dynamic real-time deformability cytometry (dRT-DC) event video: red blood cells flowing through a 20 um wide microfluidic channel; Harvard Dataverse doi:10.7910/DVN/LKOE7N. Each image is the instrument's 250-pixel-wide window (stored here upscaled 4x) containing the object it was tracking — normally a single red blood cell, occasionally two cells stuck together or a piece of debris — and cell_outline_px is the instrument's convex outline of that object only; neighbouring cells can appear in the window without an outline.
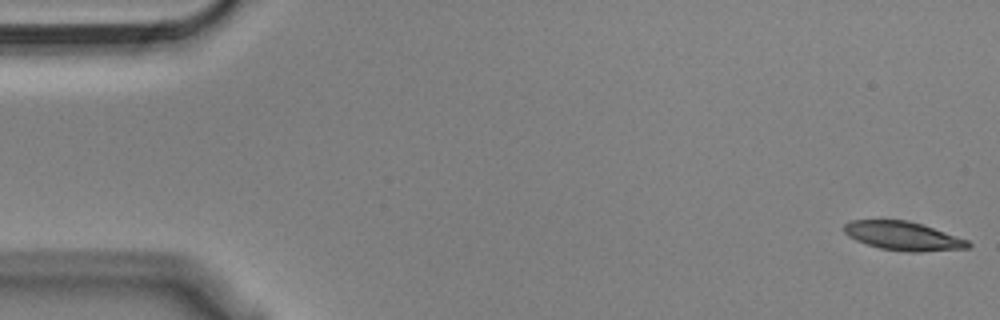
{"species": "Egyptian fruit bat (a non-hibernating species)", "species_latin": "Rousettus aegyptiacus", "temperature_condition": "cold", "stored_images_in_passage": 55, "camera_frame_rate_fps": 3000, "um_per_image_px": 0.085, "animal": {"sex": "male"}, "frame": {"image": 1, "passage_image": 1, "time_ms": 0.0, "image_size_px": [1000, 320], "cell_outline_px": [[972, 244], [968, 248], [920, 252], [908, 252], [880, 248], [856, 240], [848, 236], [844, 232], [844, 224], [848, 220], [904, 220], [920, 224], [968, 240]], "centroid_in_image_um": [76.74, 20.06], "position_along_channel_um": 8.3, "area_um2": 20.52}}
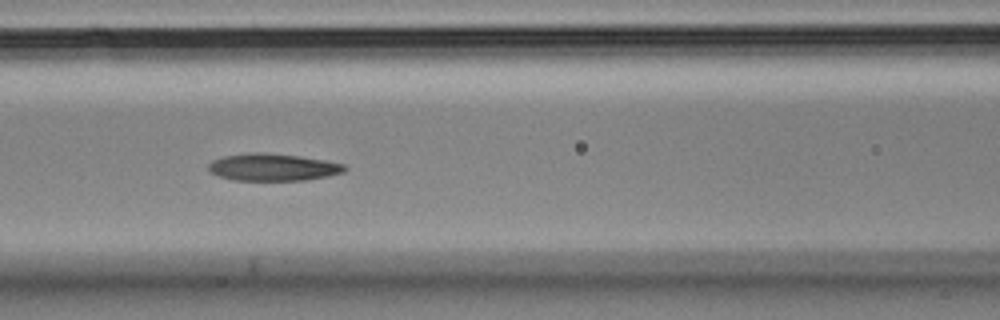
{"frame": {"image": 2, "passage_image": 23, "time_ms": 7.333, "image_size_px": [1000, 320], "cell_outline_px": [[348, 168], [344, 172], [328, 176], [304, 180], [232, 180], [220, 176], [212, 172], [208, 168], [208, 164], [212, 160], [224, 156], [252, 152], [260, 152], [300, 156], [324, 160], [344, 164]], "centroid_in_image_um": [23.21, 14.21], "position_along_channel_um": 143.4, "area_um2": 21.5}}
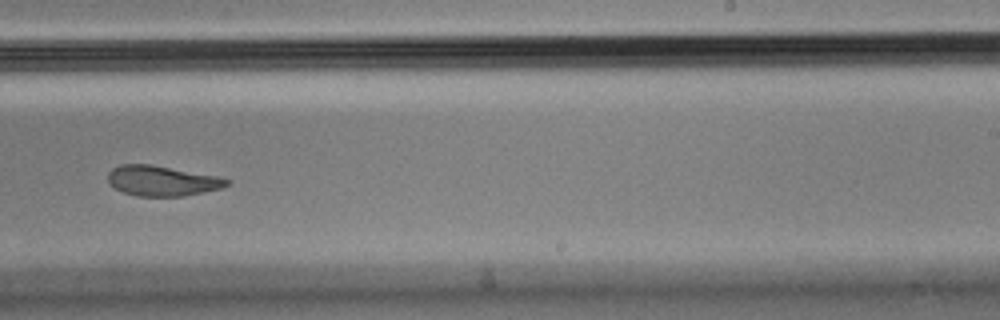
{"frame": {"image": 3, "passage_image": 34, "time_ms": 11.0, "image_size_px": [1000, 320], "cell_outline_px": [[232, 180], [228, 184], [220, 188], [204, 192], [184, 196], [136, 196], [124, 192], [108, 184], [108, 172], [112, 168], [120, 164], [152, 164], [216, 176]], "centroid_in_image_um": [13.74, 15.36], "position_along_channel_um": 275.3, "area_um2": 20.92}, "authors_computed_cell_mechanics": {"area_um2": 21.9062, "velocity_mm_per_s": 3.6062, "shape_relaxation_time_tau1_ms": 7.4442, "shape_relaxation_time_tau2_ms": 5.424, "deformation_change_tau1": 0.223, "deformation_change_tau2": 0.1027}}